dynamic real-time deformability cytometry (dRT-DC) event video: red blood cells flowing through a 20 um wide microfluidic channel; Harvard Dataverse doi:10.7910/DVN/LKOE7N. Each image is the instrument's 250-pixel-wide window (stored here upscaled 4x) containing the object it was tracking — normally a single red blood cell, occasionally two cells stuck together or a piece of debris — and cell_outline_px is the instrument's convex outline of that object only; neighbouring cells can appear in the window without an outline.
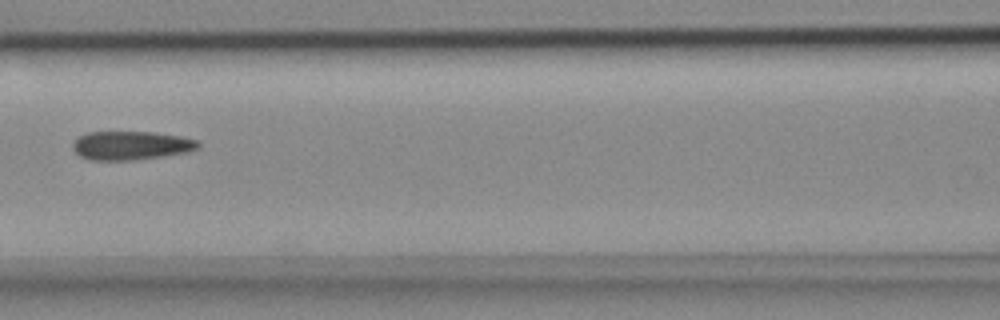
{"species": "common noctule bat (a hibernating species)", "species_latin": "Nyctalus noctula", "temperature_condition": "cold", "stored_images_in_passage": 9, "camera_frame_rate_fps": 3000, "um_per_image_px": 0.085, "animal": {"sex": "female", "body_mass_g": 18.4}, "frame": {"image": 1, "passage_image": 6, "time_ms": 1.667, "image_size_px": [1000, 320], "cell_outline_px": [[200, 148], [188, 152], [164, 156], [136, 160], [88, 160], [80, 156], [72, 148], [72, 144], [80, 136], [88, 132], [152, 132], [180, 136], [196, 140], [200, 144]], "centroid_in_image_um": [11.15, 12.37], "position_along_channel_um": 155.4, "area_um2": 21.04}}
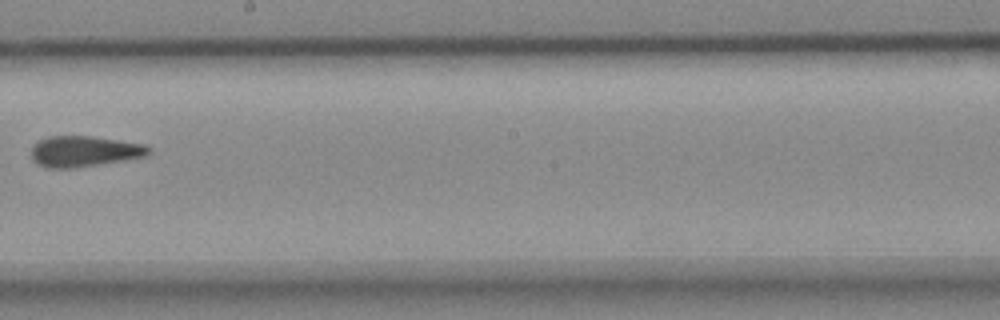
{"frame": {"image": 2, "passage_image": 8, "time_ms": 2.333, "image_size_px": [1000, 320], "cell_outline_px": [[152, 152], [148, 156], [76, 168], [44, 168], [36, 164], [32, 160], [32, 148], [40, 140], [48, 136], [92, 136], [120, 140], [144, 144], [152, 148]], "centroid_in_image_um": [7.19, 12.87], "position_along_channel_um": 241.0, "area_um2": 21.33}}
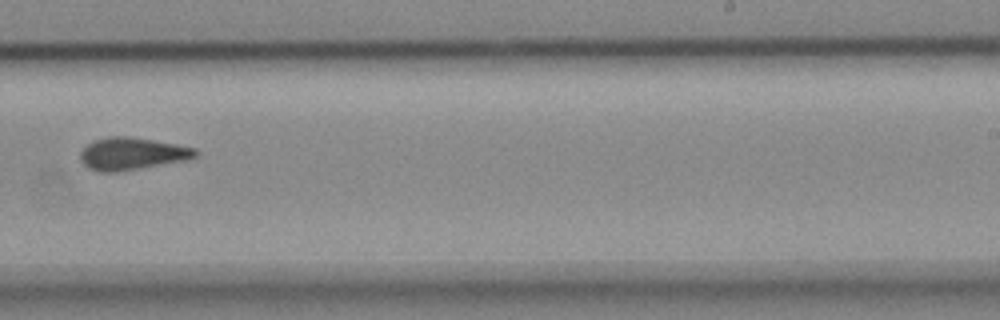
{"frame": {"image": 3, "passage_image": 9, "time_ms": 2.667, "image_size_px": [1000, 320], "cell_outline_px": [[200, 156], [188, 160], [116, 172], [100, 172], [88, 168], [80, 160], [80, 152], [88, 144], [96, 140], [108, 136], [128, 136], [176, 144], [196, 148], [200, 152]], "centroid_in_image_um": [11.27, 13.07], "position_along_channel_um": 277.7, "area_um2": 21.79}}